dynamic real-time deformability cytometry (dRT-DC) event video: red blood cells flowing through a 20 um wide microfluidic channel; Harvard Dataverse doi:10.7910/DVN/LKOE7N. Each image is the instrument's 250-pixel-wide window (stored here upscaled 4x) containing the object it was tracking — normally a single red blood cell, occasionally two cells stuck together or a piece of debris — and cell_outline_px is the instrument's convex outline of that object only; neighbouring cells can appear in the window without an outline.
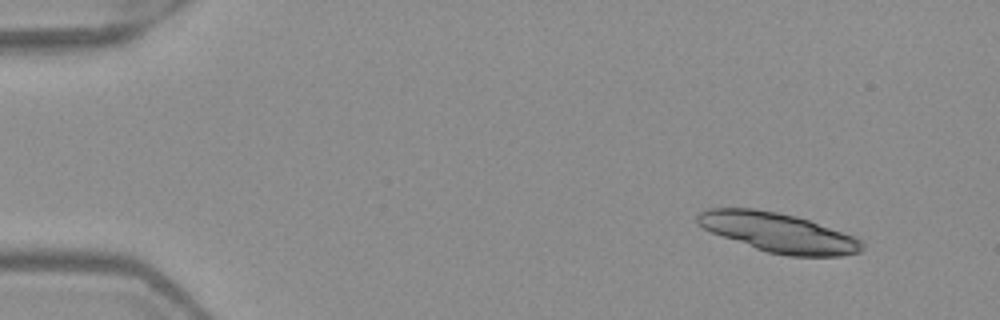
{"species": "Egyptian fruit bat (a non-hibernating species)", "species_latin": "Rousettus aegyptiacus", "temperature_condition": "warm", "stored_images_in_passage": 5, "camera_frame_rate_fps": 3000, "um_per_image_px": 0.085, "frame": {"image": 1, "passage_image": 1, "time_ms": 0.0, "image_size_px": [1000, 320], "cell_outline_px": [[864, 248], [860, 252], [840, 256], [788, 256], [768, 252], [756, 248], [712, 232], [696, 224], [696, 216], [700, 212], [708, 208], [756, 208], [796, 216], [808, 220], [852, 236], [860, 240], [864, 244]], "centroid_in_image_um": [66.13, 19.76], "position_along_channel_um": 18.9, "area_um2": 37.28}}